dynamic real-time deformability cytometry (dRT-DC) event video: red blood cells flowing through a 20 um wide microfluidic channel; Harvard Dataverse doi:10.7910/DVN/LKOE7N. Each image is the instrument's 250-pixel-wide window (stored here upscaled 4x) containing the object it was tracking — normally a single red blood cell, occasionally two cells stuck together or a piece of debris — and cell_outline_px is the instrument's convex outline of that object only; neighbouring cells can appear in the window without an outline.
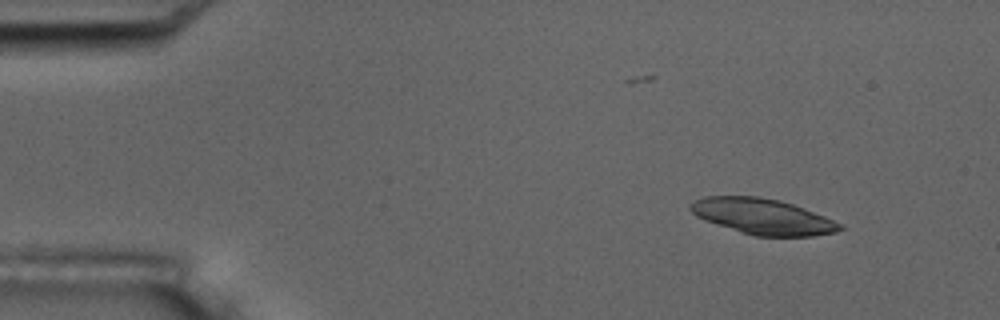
{"species": "common noctule bat (a hibernating species)", "species_latin": "Nyctalus noctula", "temperature_condition": "room temperature", "stored_images_in_passage": 3, "camera_frame_rate_fps": 3000, "um_per_image_px": 0.085, "animal": {"sex": "male", "body_mass_g": 17.5, "forearm_length_mm": 52.3}, "frame": {"image": 1, "passage_image": 1, "time_ms": 0.0, "image_size_px": [1000, 320], "cell_outline_px": [[844, 228], [836, 232], [812, 236], [756, 236], [740, 232], [704, 220], [696, 216], [688, 208], [688, 204], [692, 200], [704, 196], [760, 196], [780, 200], [804, 208], [824, 216], [840, 224]], "centroid_in_image_um": [64.77, 18.39], "position_along_channel_um": 20.2, "area_um2": 31.15}}